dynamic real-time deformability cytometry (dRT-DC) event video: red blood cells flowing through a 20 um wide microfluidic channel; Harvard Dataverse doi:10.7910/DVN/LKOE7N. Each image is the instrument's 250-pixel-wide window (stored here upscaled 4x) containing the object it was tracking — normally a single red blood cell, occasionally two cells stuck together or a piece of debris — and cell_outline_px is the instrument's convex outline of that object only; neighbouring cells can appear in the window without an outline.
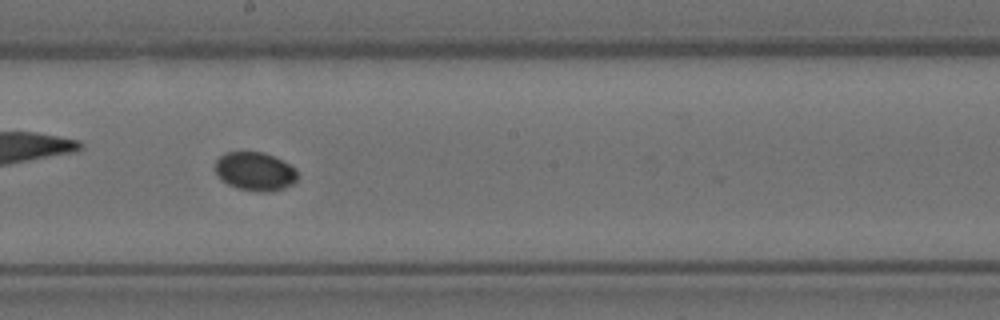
{"species": "Egyptian fruit bat (a non-hibernating species)", "species_latin": "Rousettus aegyptiacus", "temperature_condition": "room temperature", "stored_images_in_passage": 44, "camera_frame_rate_fps": 3000, "um_per_image_px": 0.085, "animal": {"sex": "female"}, "frame": {"image": 1, "passage_image": 31, "time_ms": 10.0, "image_size_px": [1000, 320], "cell_outline_px": [[296, 180], [292, 184], [272, 192], [256, 192], [236, 188], [220, 180], [216, 172], [216, 160], [224, 152], [264, 152], [296, 168]], "centroid_in_image_um": [21.65, 14.58], "position_along_channel_um": 226.6, "area_um2": 18.5}}